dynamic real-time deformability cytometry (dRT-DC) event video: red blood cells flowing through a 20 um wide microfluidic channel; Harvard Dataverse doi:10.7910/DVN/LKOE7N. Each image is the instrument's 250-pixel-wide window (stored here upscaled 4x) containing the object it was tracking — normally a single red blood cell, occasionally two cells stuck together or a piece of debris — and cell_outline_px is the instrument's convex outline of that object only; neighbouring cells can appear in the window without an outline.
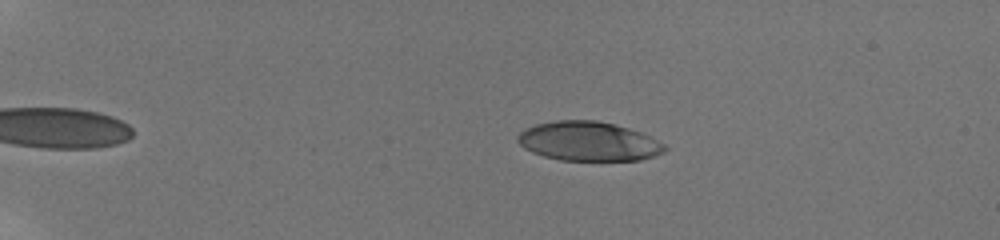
{"species": "human", "species_latin": "Homo sapiens", "temperature_condition": "room temperature", "stored_images_in_passage": 47, "camera_frame_rate_fps": 3000, "um_per_image_px": 0.085, "donor": {"sex": "male"}, "frame": {"image": 1, "passage_image": 3, "time_ms": 0.667, "image_size_px": [1000, 240], "cell_outline_px": [[668, 148], [664, 152], [640, 160], [560, 160], [544, 156], [532, 152], [524, 148], [516, 140], [516, 136], [524, 128], [536, 124], [556, 120], [596, 120], [616, 124], [640, 132], [664, 144]], "centroid_in_image_um": [49.99, 12.0], "position_along_channel_um": 35.0, "area_um2": 33.64}}
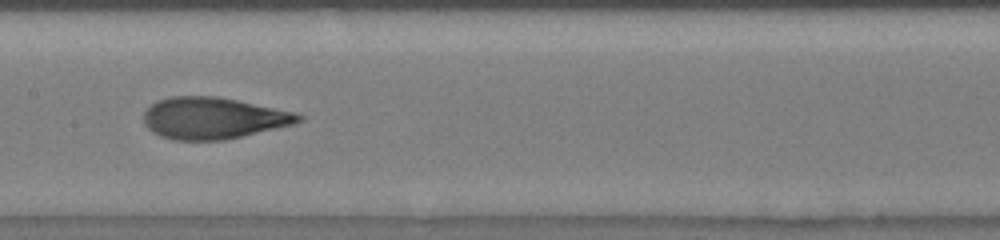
{"frame": {"image": 2, "passage_image": 23, "time_ms": 7.333, "image_size_px": [1000, 240], "cell_outline_px": [[304, 120], [296, 124], [224, 140], [172, 140], [160, 136], [152, 132], [144, 124], [144, 112], [156, 100], [168, 96], [216, 96], [296, 112], [304, 116]], "centroid_in_image_um": [18.13, 10.04], "position_along_channel_um": 189.3, "area_um2": 37.74}}
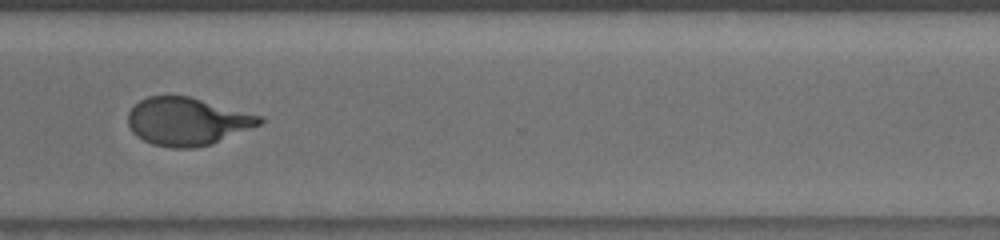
{"frame": {"image": 3, "passage_image": 36, "time_ms": 11.667, "image_size_px": [1000, 240], "cell_outline_px": [[264, 120], [260, 124], [212, 144], [192, 148], [172, 148], [152, 144], [136, 136], [132, 132], [128, 124], [128, 112], [140, 100], [148, 96], [188, 96], [264, 116]], "centroid_in_image_um": [15.91, 10.32], "position_along_channel_um": 354.7, "area_um2": 36.53}, "authors_computed_cell_mechanics": {"area_um2": 36.414, "velocity_mm_per_s": 3.8189, "shape_relaxation_time_tau1_ms": 4.5005, "shape_relaxation_time_tau2_ms": 0.8273, "deformation_change_tau1": 0.2205, "deformation_change_tau2": 0.071}}